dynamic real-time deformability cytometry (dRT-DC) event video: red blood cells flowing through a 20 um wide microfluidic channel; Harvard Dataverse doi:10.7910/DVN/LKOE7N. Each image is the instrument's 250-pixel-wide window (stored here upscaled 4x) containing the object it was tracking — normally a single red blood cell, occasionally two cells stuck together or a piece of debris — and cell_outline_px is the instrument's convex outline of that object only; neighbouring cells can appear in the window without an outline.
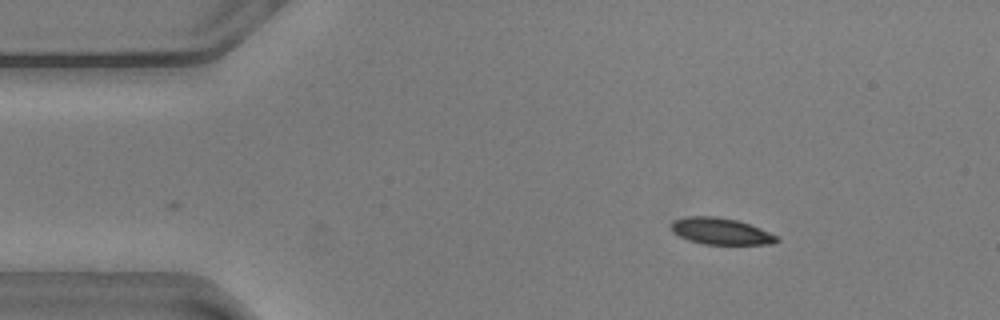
{"species": "common noctule bat (a hibernating species)", "species_latin": "Nyctalus noctula", "temperature_condition": "warm", "stored_images_in_passage": 42, "camera_frame_rate_fps": 3000, "um_per_image_px": 0.085, "animal": {"sex": "male", "body_mass_g": 20.5, "forearm_length_mm": 52.5}, "frame": {"image": 1, "passage_image": 1, "time_ms": 0.0, "image_size_px": [1000, 320], "cell_outline_px": [[780, 240], [772, 244], [704, 244], [688, 240], [672, 232], [668, 228], [668, 224], [672, 220], [684, 216], [716, 216], [736, 220], [760, 228], [780, 236]], "centroid_in_image_um": [61.22, 19.64], "position_along_channel_um": 23.8, "area_um2": 16.65}}
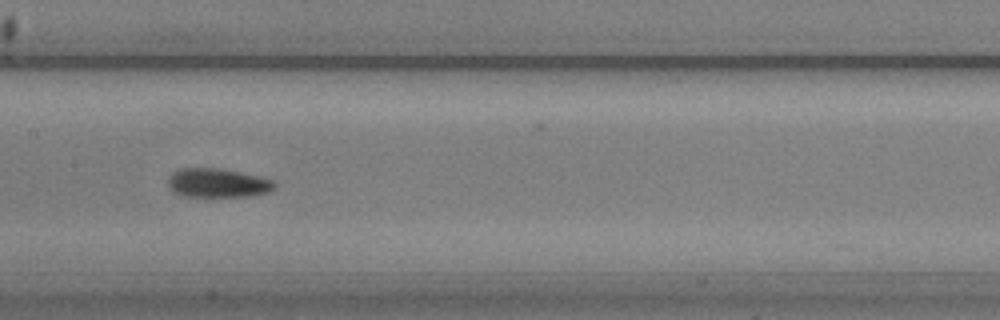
{"frame": {"image": 2, "passage_image": 20, "time_ms": 6.333, "image_size_px": [1000, 320], "cell_outline_px": [[276, 188], [268, 192], [248, 196], [180, 196], [168, 188], [168, 180], [172, 172], [180, 168], [220, 168], [240, 172], [272, 180], [276, 184]], "centroid_in_image_um": [18.46, 15.55], "position_along_channel_um": 188.9, "area_um2": 17.98}}
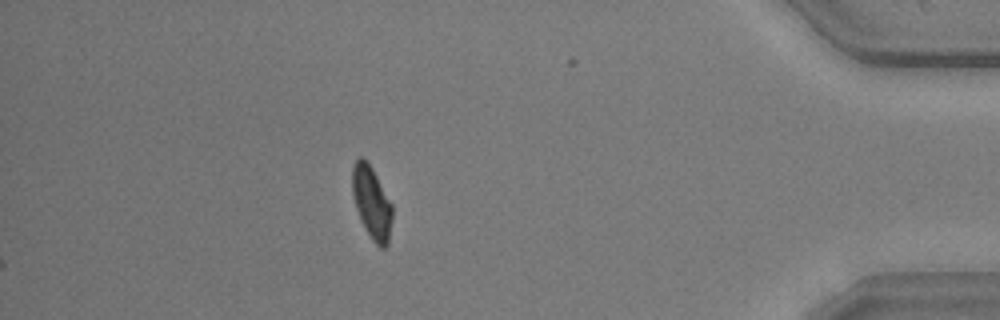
{"frame": {"image": 3, "passage_image": 42, "time_ms": 13.667, "image_size_px": [1000, 320], "cell_outline_px": [[392, 216], [388, 244], [384, 248], [380, 248], [372, 240], [364, 228], [356, 208], [352, 192], [352, 168], [356, 160], [360, 156], [372, 168], [392, 204]], "centroid_in_image_um": [31.59, 17.25], "position_along_channel_um": 403.6, "area_um2": 16.7}, "authors_computed_cell_mechanics": {"area_um2": 17.4845, "velocity_mm_per_s": 3.6023, "shape_relaxation_time_tau1_ms": 4.6699, "shape_relaxation_time_tau2_ms": 1.9763, "deformation_change_tau1": 0.1448, "deformation_change_tau2": 0.0656}}